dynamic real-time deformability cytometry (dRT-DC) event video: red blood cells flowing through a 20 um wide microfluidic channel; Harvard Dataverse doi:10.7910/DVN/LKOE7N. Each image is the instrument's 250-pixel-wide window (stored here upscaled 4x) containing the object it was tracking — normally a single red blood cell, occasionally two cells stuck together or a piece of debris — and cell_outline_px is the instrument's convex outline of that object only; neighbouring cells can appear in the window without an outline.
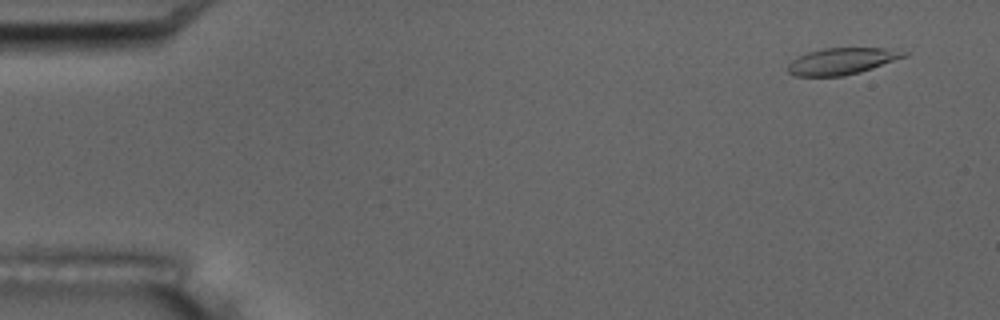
{"species": "common noctule bat (a hibernating species)", "species_latin": "Nyctalus noctula", "temperature_condition": "room temperature", "stored_images_in_passage": 9, "camera_frame_rate_fps": 3000, "um_per_image_px": 0.085, "animal": {"sex": "male", "body_mass_g": 17.5, "forearm_length_mm": 52.3}, "frame": {"image": 1, "passage_image": 2, "time_ms": 1.0, "image_size_px": [1000, 320], "cell_outline_px": [[912, 52], [908, 56], [860, 72], [844, 76], [796, 76], [788, 72], [788, 64], [792, 60], [808, 52], [824, 48], [884, 48]], "centroid_in_image_um": [71.6, 5.19], "position_along_channel_um": 13.4, "area_um2": 17.98}}
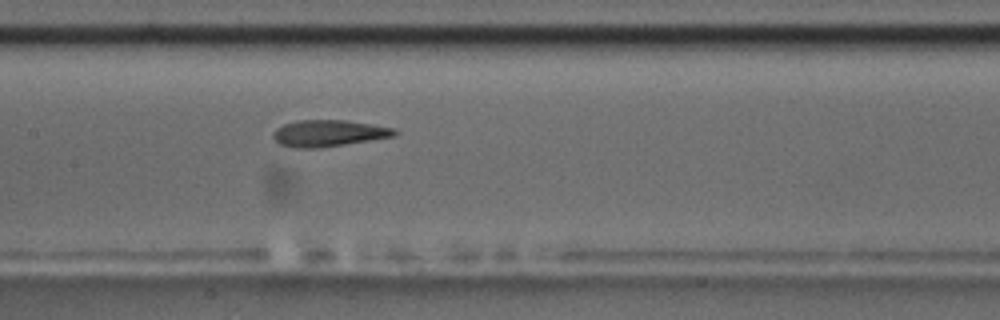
{"frame": {"image": 2, "passage_image": 9, "time_ms": 9.0, "image_size_px": [1000, 320], "cell_outline_px": [[400, 132], [396, 136], [320, 148], [296, 148], [280, 144], [272, 136], [272, 132], [276, 128], [284, 124], [296, 120], [344, 120], [372, 124], [396, 128]], "centroid_in_image_um": [27.96, 11.32], "position_along_channel_um": 179.4, "area_um2": 18.96}}